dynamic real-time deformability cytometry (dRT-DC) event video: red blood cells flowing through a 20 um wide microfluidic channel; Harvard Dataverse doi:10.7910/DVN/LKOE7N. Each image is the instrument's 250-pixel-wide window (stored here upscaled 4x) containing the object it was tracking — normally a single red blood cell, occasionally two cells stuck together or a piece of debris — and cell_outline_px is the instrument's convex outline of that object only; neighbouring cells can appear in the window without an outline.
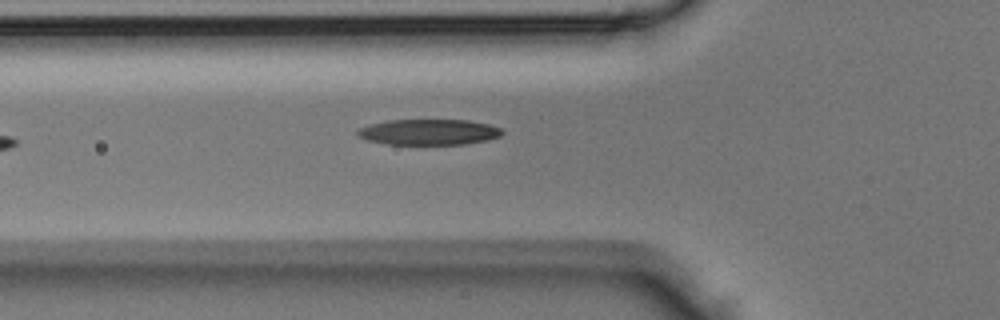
{"species": "Egyptian fruit bat (a non-hibernating species)", "species_latin": "Rousettus aegyptiacus", "temperature_condition": "room temperature", "stored_images_in_passage": 19, "camera_frame_rate_fps": 3000, "um_per_image_px": 0.085, "animal": {"sex": "male"}, "frame": {"image": 1, "passage_image": 2, "time_ms": 0.333, "image_size_px": [1000, 320], "cell_outline_px": [[504, 132], [500, 136], [488, 140], [464, 144], [388, 144], [368, 140], [360, 136], [356, 132], [360, 128], [372, 124], [388, 120], [468, 120], [488, 124], [500, 128]], "centroid_in_image_um": [36.49, 11.22], "position_along_channel_um": 89.3, "area_um2": 21.44}}
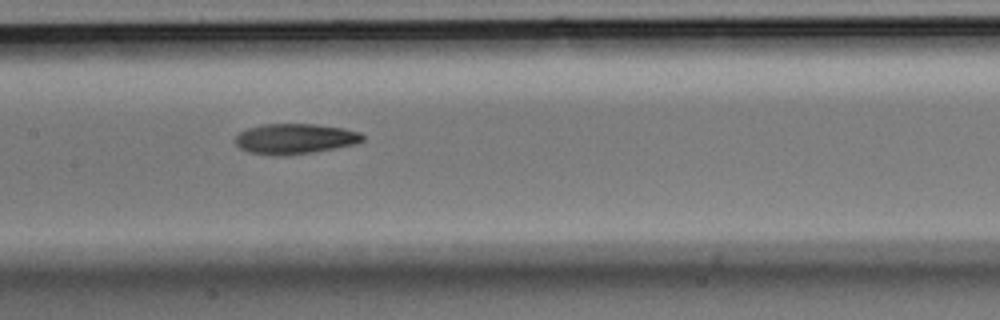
{"frame": {"image": 2, "passage_image": 8, "time_ms": 2.333, "image_size_px": [1000, 320], "cell_outline_px": [[364, 140], [356, 144], [312, 152], [284, 156], [248, 152], [240, 148], [236, 144], [236, 136], [240, 132], [248, 128], [260, 124], [316, 124], [344, 128], [360, 132], [364, 136]], "centroid_in_image_um": [25.08, 11.79], "position_along_channel_um": 182.3, "area_um2": 22.48}}
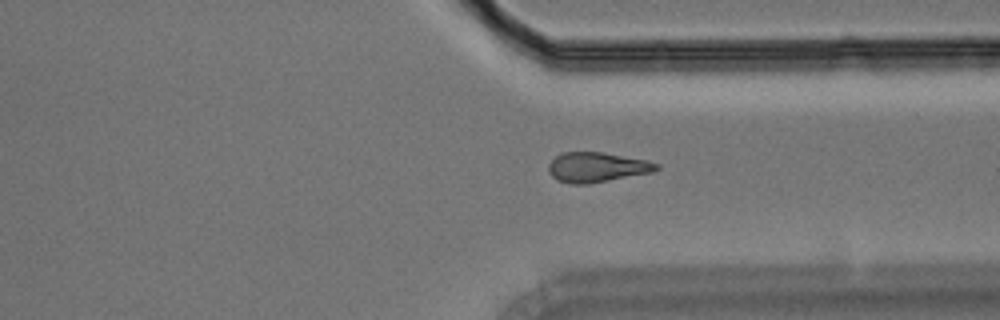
{"frame": {"image": 3, "passage_image": 17, "time_ms": 5.333, "image_size_px": [1000, 320], "cell_outline_px": [[660, 168], [652, 172], [588, 184], [568, 184], [556, 180], [548, 172], [548, 164], [556, 156], [564, 152], [604, 152], [648, 160], [660, 164]], "centroid_in_image_um": [50.73, 14.21], "position_along_channel_um": 360.7, "area_um2": 18.96}}